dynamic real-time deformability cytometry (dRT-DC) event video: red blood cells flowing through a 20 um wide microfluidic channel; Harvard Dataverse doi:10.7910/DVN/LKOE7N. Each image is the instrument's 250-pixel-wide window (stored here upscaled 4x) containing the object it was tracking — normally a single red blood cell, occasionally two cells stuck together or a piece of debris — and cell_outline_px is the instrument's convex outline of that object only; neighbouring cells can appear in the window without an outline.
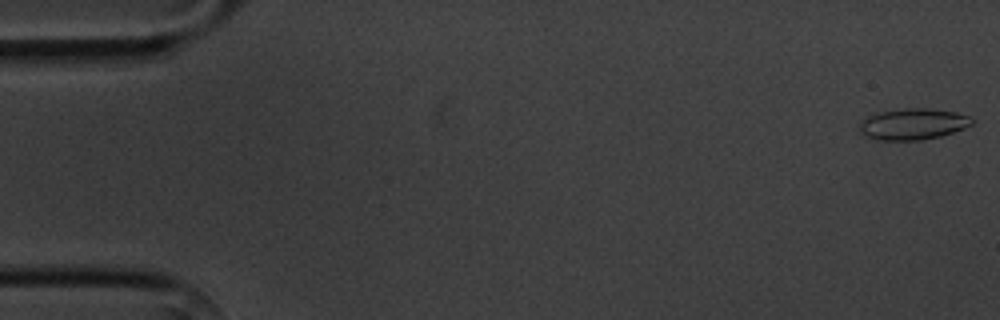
{"species": "common noctule bat (a hibernating species)", "species_latin": "Nyctalus noctula", "temperature_condition": "cold", "stored_images_in_passage": 5, "camera_frame_rate_fps": 3000, "um_per_image_px": 0.085, "animal": {"sex": "male", "body_mass_g": 20.1, "forearm_length_mm": 53.5}, "frame": {"image": 1, "passage_image": 1, "time_ms": 0.0, "image_size_px": [1000, 320], "cell_outline_px": [[972, 124], [964, 128], [940, 136], [920, 140], [876, 140], [860, 132], [860, 120], [868, 116], [880, 112], [904, 108], [928, 108], [956, 112], [968, 116], [972, 120]], "centroid_in_image_um": [77.58, 10.54], "position_along_channel_um": 7.4, "area_um2": 20.29}}